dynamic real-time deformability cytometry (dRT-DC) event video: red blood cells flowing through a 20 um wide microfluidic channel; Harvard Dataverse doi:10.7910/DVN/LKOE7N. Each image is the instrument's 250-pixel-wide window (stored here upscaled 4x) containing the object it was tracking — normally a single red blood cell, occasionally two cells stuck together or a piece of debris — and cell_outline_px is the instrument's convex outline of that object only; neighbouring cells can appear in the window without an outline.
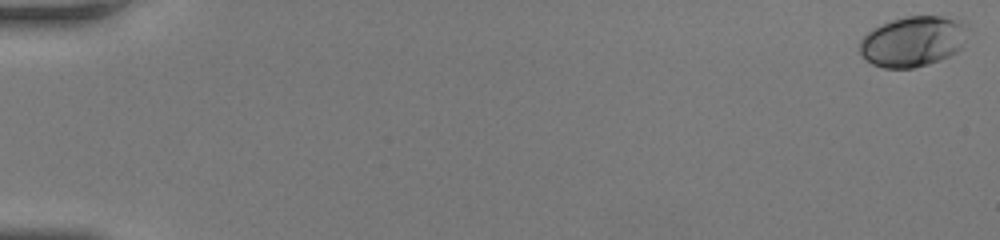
{"species": "human", "species_latin": "Homo sapiens", "temperature_condition": "room temperature", "stored_images_in_passage": 25, "camera_frame_rate_fps": 3000, "um_per_image_px": 0.085, "donor": {"sex": "female"}, "frame": {"image": 1, "passage_image": 1, "time_ms": 0.0, "image_size_px": [1000, 240], "cell_outline_px": [[968, 28], [960, 48], [956, 52], [940, 60], [928, 64], [912, 68], [884, 68], [872, 64], [864, 60], [860, 52], [860, 40], [872, 28], [892, 20], [904, 16], [940, 16], [956, 20], [964, 24]], "centroid_in_image_um": [77.55, 3.53], "position_along_channel_um": 7.5, "area_um2": 31.56}}
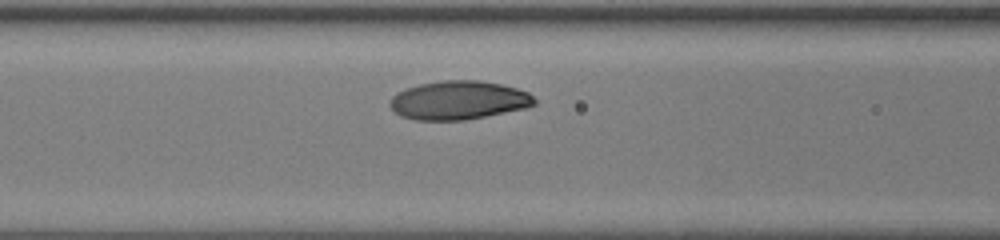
{"frame": {"image": 2, "passage_image": 20, "time_ms": 6.333, "image_size_px": [1000, 240], "cell_outline_px": [[536, 104], [528, 108], [464, 120], [416, 120], [400, 116], [388, 104], [392, 96], [404, 88], [420, 84], [440, 80], [476, 80], [500, 84], [516, 88], [528, 92], [536, 100]], "centroid_in_image_um": [38.97, 8.52], "position_along_channel_um": 127.6, "area_um2": 32.66}}
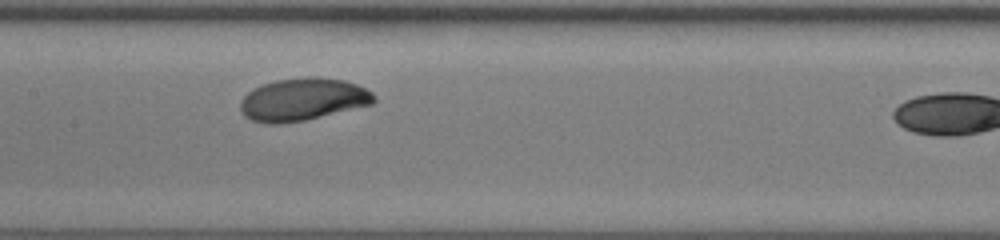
{"frame": {"image": 3, "passage_image": 24, "time_ms": 7.667, "image_size_px": [1000, 240], "cell_outline_px": [[376, 100], [372, 104], [304, 120], [280, 124], [268, 124], [252, 120], [244, 116], [240, 108], [240, 100], [248, 92], [264, 84], [276, 80], [344, 80], [356, 84], [372, 92]], "centroid_in_image_um": [25.7, 8.51], "position_along_channel_um": 181.7, "area_um2": 31.85}}